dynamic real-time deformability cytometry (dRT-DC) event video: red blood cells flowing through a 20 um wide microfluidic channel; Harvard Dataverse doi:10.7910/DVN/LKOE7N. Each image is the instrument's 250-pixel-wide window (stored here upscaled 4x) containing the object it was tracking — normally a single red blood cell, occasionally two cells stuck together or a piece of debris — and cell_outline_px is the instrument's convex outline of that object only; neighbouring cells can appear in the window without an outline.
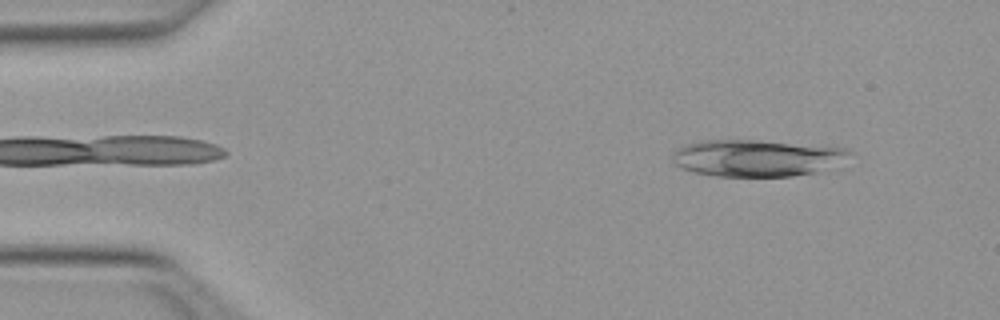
{"species": "Egyptian fruit bat (a non-hibernating species)", "species_latin": "Rousettus aegyptiacus", "temperature_condition": "warm", "stored_images_in_passage": 48, "camera_frame_rate_fps": 3000, "um_per_image_px": 0.085, "animal": {"sex": "female"}, "frame": {"image": 1, "passage_image": 4, "time_ms": 1.0, "image_size_px": [1000, 320], "cell_outline_px": [[852, 152], [816, 172], [792, 176], [716, 176], [696, 172], [680, 168], [672, 160], [672, 152], [676, 148], [684, 144], [700, 140], [756, 140], [844, 148]], "centroid_in_image_um": [64.14, 13.42], "position_along_channel_um": 20.9, "area_um2": 37.17}}
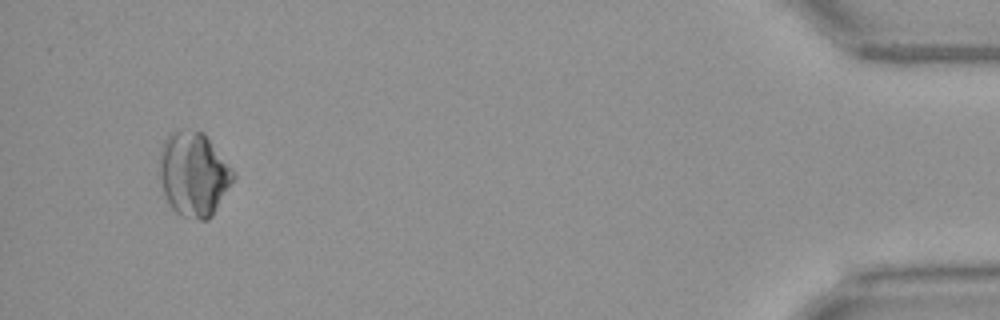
{"frame": {"image": 2, "passage_image": 46, "time_ms": 15.0, "image_size_px": [1000, 320], "cell_outline_px": [[236, 176], [212, 216], [208, 220], [200, 220], [184, 216], [176, 212], [168, 204], [164, 196], [160, 176], [160, 148], [168, 132], [180, 128], [204, 132], [232, 168]], "centroid_in_image_um": [16.45, 14.77], "position_along_channel_um": 418.8, "area_um2": 36.53}}